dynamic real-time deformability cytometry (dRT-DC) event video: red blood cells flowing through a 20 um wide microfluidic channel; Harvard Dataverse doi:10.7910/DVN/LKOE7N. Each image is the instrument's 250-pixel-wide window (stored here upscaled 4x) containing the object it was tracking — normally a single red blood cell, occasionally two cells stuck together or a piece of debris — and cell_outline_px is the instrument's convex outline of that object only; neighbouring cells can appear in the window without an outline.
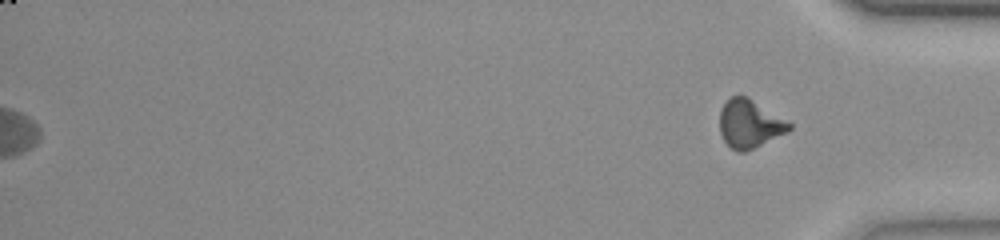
{"species": "common noctule bat (a hibernating species)", "species_latin": "Nyctalus noctula", "temperature_condition": "room temperature", "stored_images_in_passage": 41, "segment_of_instrument_passage": [2, 2], "camera_frame_rate_fps": 3000, "um_per_image_px": 0.085, "animal": {"sex": "female", "body_mass_g": 23.0, "forearm_length_mm": 53.4}, "frame": {"image": 1, "passage_image": 41, "time_ms": 13.333, "image_size_px": [1000, 240], "cell_outline_px": [[792, 128], [788, 132], [744, 152], [740, 152], [732, 148], [724, 140], [720, 132], [720, 108], [732, 96], [748, 96], [788, 120], [792, 124]], "centroid_in_image_um": [63.74, 10.5], "position_along_channel_um": 371.5, "area_um2": 19.54}}